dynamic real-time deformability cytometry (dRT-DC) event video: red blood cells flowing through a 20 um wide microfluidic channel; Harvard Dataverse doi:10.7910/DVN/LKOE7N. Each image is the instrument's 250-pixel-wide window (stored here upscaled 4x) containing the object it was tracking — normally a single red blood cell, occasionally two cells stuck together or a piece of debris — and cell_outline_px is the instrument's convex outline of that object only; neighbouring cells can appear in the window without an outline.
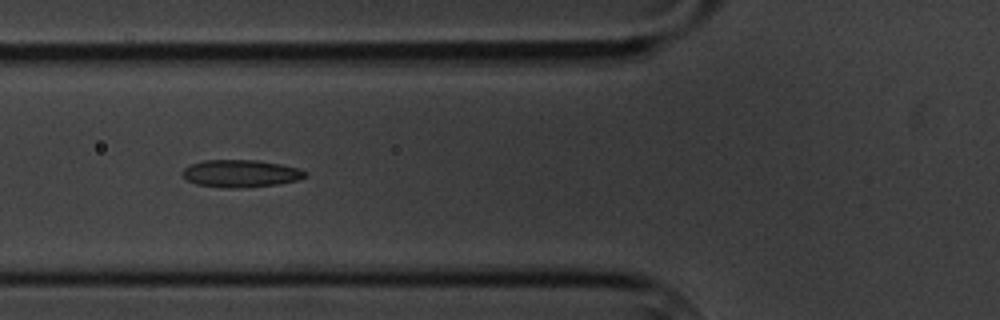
{"species": "common noctule bat (a hibernating species)", "species_latin": "Nyctalus noctula", "temperature_condition": "cold", "stored_images_in_passage": 8, "camera_frame_rate_fps": 3000, "um_per_image_px": 0.085, "animal": {"sex": "male", "body_mass_g": 20.1, "forearm_length_mm": 53.5}, "frame": {"image": 1, "passage_image": 7, "time_ms": 7.0, "image_size_px": [1000, 320], "cell_outline_px": [[308, 176], [300, 180], [276, 184], [236, 188], [224, 188], [196, 184], [188, 180], [180, 172], [184, 168], [192, 164], [204, 160], [260, 160], [300, 168], [308, 172]], "centroid_in_image_um": [20.5, 14.74], "position_along_channel_um": 105.3, "area_um2": 19.71}}
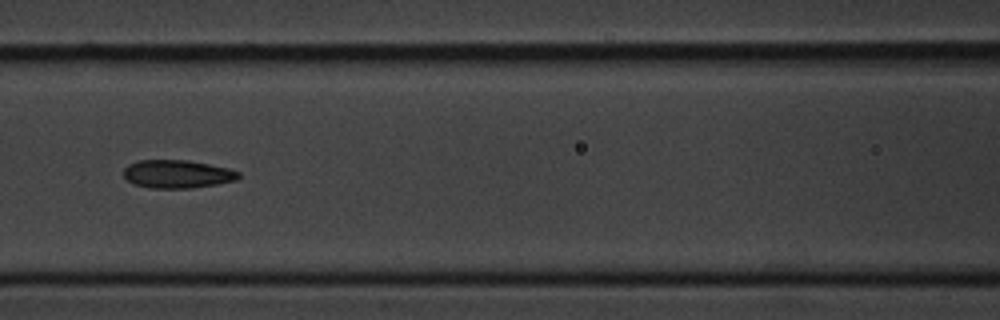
{"frame": {"image": 2, "passage_image": 8, "time_ms": 8.333, "image_size_px": [1000, 320], "cell_outline_px": [[240, 176], [236, 180], [216, 184], [192, 188], [148, 188], [132, 184], [124, 176], [124, 168], [128, 164], [140, 160], [188, 160], [228, 168], [240, 172]], "centroid_in_image_um": [15.05, 14.8], "position_along_channel_um": 151.6, "area_um2": 18.9}}